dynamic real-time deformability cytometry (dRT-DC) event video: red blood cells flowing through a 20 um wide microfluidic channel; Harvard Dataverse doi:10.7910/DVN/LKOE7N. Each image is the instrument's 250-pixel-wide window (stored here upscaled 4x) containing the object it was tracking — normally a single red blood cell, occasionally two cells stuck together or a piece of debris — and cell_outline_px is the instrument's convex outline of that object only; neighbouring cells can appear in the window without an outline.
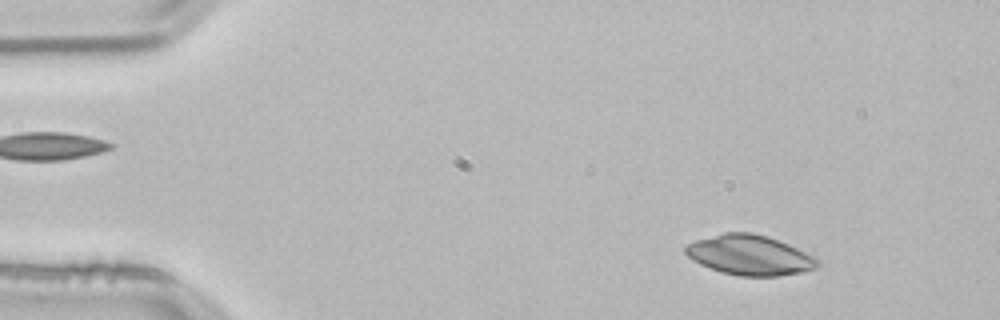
{"species": "common noctule bat (a hibernating species)", "species_latin": "Nyctalus noctula", "temperature_condition": "room temperature", "stored_images_in_passage": 52, "camera_frame_rate_fps": 3000, "um_per_image_px": 0.085, "animal": {"sex": "male", "body_mass_g": 21.5, "forearm_length_mm": 52.0}, "frame": {"image": 1, "passage_image": 6, "time_ms": 1.667, "image_size_px": [1000, 320], "cell_outline_px": [[820, 264], [816, 268], [800, 272], [780, 276], [740, 276], [720, 272], [700, 264], [692, 260], [684, 252], [684, 244], [696, 240], [724, 232], [752, 232], [768, 236], [788, 244], [816, 256], [820, 260]], "centroid_in_image_um": [63.72, 21.68], "position_along_channel_um": 21.3, "area_um2": 31.1}}
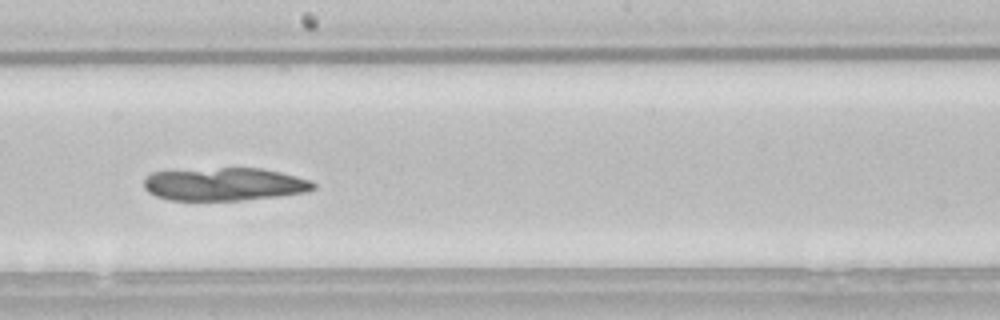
{"frame": {"image": 2, "passage_image": 29, "time_ms": 9.333, "image_size_px": [1000, 320], "cell_outline_px": [[316, 188], [304, 192], [280, 196], [244, 200], [168, 200], [156, 196], [148, 192], [144, 188], [144, 180], [152, 172], [220, 168], [260, 168], [280, 172], [296, 176], [308, 180], [316, 184]], "centroid_in_image_um": [19.07, 15.66], "position_along_channel_um": 229.1, "area_um2": 32.43}}